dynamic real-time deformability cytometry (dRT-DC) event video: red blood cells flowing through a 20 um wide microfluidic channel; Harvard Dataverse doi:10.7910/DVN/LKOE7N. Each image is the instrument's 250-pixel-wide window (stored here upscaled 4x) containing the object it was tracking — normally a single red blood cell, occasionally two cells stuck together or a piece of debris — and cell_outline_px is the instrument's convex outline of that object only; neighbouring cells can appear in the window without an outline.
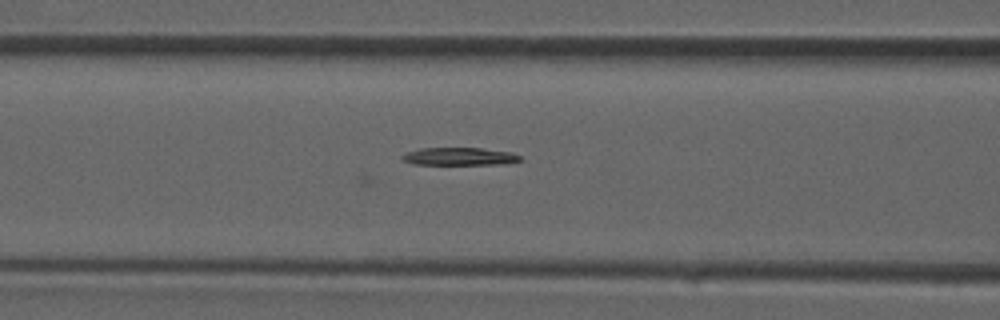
{"species": "common noctule bat (a hibernating species)", "species_latin": "Nyctalus noctula", "temperature_condition": "room temperature", "stored_images_in_passage": 27, "camera_frame_rate_fps": 3000, "um_per_image_px": 0.085, "animal": {"sex": "male", "forearm_length_mm": 52.5}, "frame": {"image": 1, "passage_image": 8, "time_ms": 2.333, "image_size_px": [1000, 320], "cell_outline_px": [[520, 160], [508, 164], [412, 164], [404, 160], [400, 156], [404, 152], [420, 148], [480, 148], [512, 152], [520, 156]], "centroid_in_image_um": [39.03, 13.29], "position_along_channel_um": 127.6, "area_um2": 12.2}}
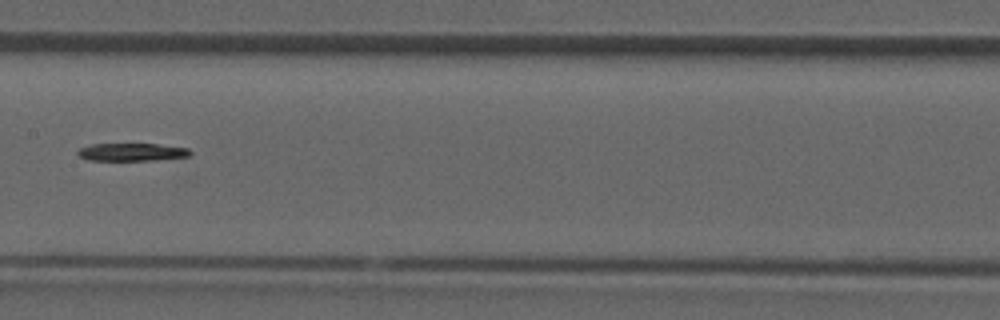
{"frame": {"image": 2, "passage_image": 12, "time_ms": 3.667, "image_size_px": [1000, 320], "cell_outline_px": [[192, 152], [188, 156], [152, 160], [88, 160], [80, 156], [76, 152], [80, 148], [92, 144], [156, 144], [188, 148]], "centroid_in_image_um": [11.19, 12.92], "position_along_channel_um": 196.2, "area_um2": 11.44}}
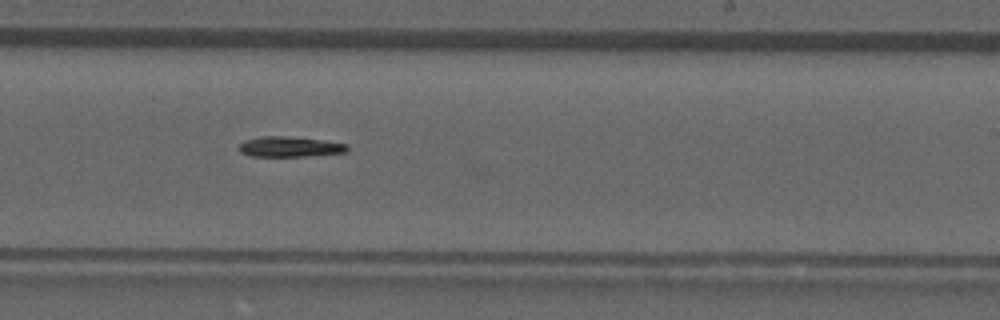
{"frame": {"image": 3, "passage_image": 16, "time_ms": 5.0, "image_size_px": [1000, 320], "cell_outline_px": [[348, 152], [304, 156], [248, 156], [240, 152], [240, 144], [244, 140], [264, 136], [288, 136], [324, 140], [348, 144]], "centroid_in_image_um": [24.65, 12.47], "position_along_channel_um": 264.4, "area_um2": 12.83}}